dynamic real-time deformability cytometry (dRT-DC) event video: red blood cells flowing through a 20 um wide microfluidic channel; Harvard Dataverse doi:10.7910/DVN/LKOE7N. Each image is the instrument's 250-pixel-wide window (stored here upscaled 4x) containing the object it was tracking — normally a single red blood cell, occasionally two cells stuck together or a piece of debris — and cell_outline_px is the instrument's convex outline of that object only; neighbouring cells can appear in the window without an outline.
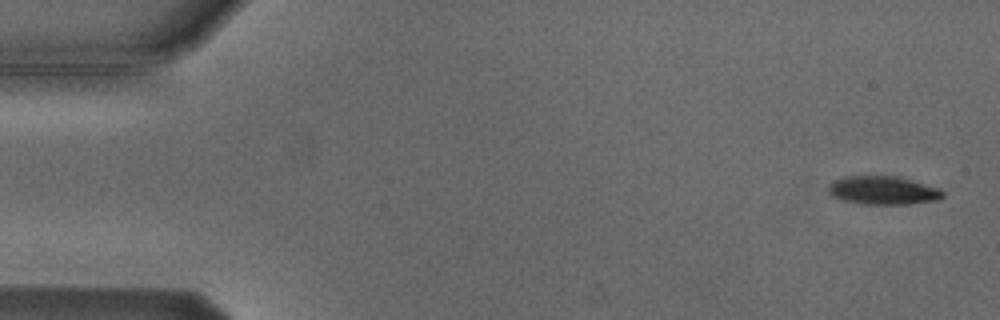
{"species": "Egyptian fruit bat (a non-hibernating species)", "species_latin": "Rousettus aegyptiacus", "temperature_condition": "cold", "stored_images_in_passage": 5, "camera_frame_rate_fps": 3000, "um_per_image_px": 0.085, "animal": {"sex": "male"}, "frame": {"image": 1, "passage_image": 1, "time_ms": 0.0, "image_size_px": [1000, 320], "cell_outline_px": [[944, 196], [940, 200], [908, 204], [864, 204], [844, 200], [832, 196], [828, 192], [828, 184], [832, 180], [844, 176], [896, 176], [940, 188], [944, 192]], "centroid_in_image_um": [75.05, 16.18], "position_along_channel_um": 9.9, "area_um2": 19.07}}
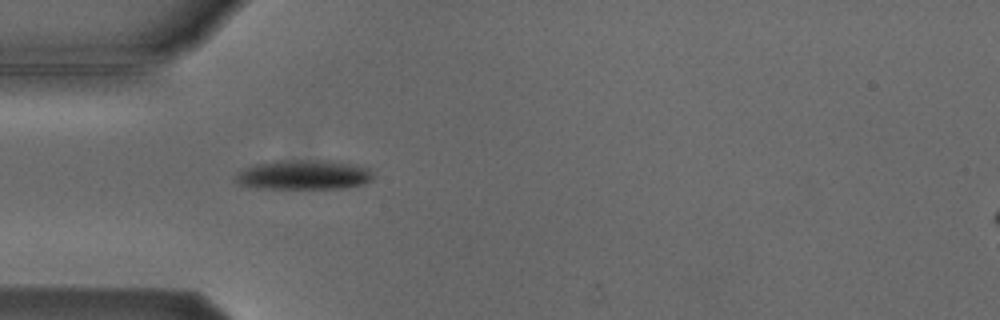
{"frame": {"image": 2, "passage_image": 5, "time_ms": 4.667, "image_size_px": [1000, 320], "cell_outline_px": [[372, 180], [364, 184], [344, 188], [260, 188], [236, 184], [236, 176], [244, 168], [256, 164], [280, 160], [328, 160], [352, 164], [368, 168], [372, 172]], "centroid_in_image_um": [25.83, 14.86], "position_along_channel_um": 59.2, "area_um2": 23.64}}